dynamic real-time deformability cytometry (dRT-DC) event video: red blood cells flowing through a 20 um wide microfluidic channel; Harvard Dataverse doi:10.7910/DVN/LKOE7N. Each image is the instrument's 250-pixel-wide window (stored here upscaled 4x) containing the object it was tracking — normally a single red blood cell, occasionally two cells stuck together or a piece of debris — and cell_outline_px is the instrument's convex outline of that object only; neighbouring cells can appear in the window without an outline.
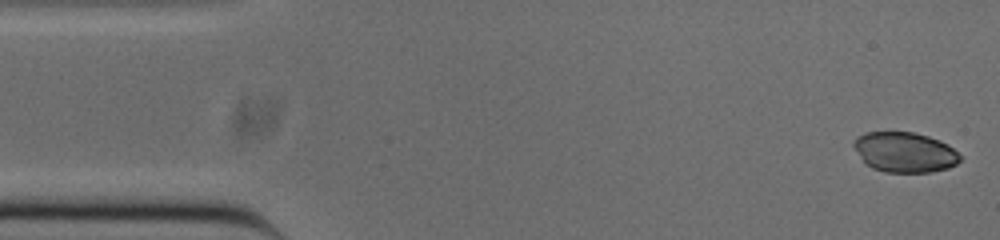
{"species": "common noctule bat (a hibernating species)", "species_latin": "Nyctalus noctula", "temperature_condition": "cold", "stored_images_in_passage": 52, "camera_frame_rate_fps": 3000, "um_per_image_px": 0.085, "animal": {"sex": "male", "body_mass_g": 20.0, "forearm_length_mm": 53.3}, "frame": {"image": 1, "passage_image": 1, "time_ms": 0.0, "image_size_px": [1000, 240], "cell_outline_px": [[960, 160], [956, 164], [948, 168], [932, 172], [884, 172], [872, 168], [864, 160], [852, 144], [856, 136], [864, 132], [912, 132], [928, 136], [940, 140], [948, 144], [960, 156]], "centroid_in_image_um": [76.9, 12.93], "position_along_channel_um": 8.1, "area_um2": 24.74}}
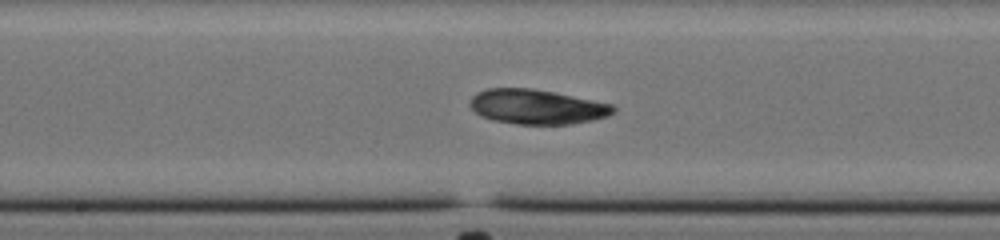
{"frame": {"image": 2, "passage_image": 25, "time_ms": 8.0, "image_size_px": [1000, 240], "cell_outline_px": [[616, 112], [608, 116], [592, 120], [572, 124], [516, 124], [492, 120], [480, 116], [468, 104], [472, 96], [476, 92], [488, 88], [532, 88], [612, 104], [616, 108]], "centroid_in_image_um": [45.61, 9.08], "position_along_channel_um": 202.6, "area_um2": 29.02}}
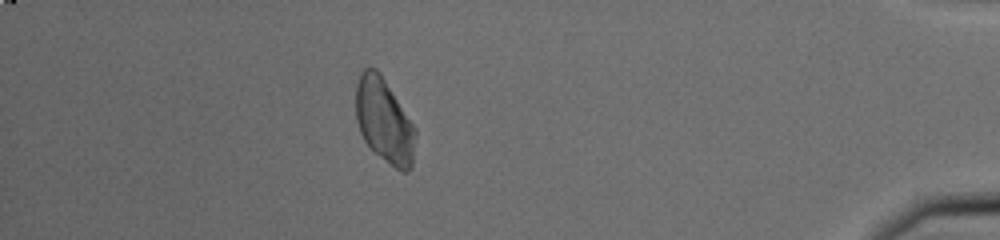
{"frame": {"image": 3, "passage_image": 45, "time_ms": 14.667, "image_size_px": [1000, 240], "cell_outline_px": [[416, 132], [412, 164], [408, 172], [400, 172], [380, 156], [364, 140], [360, 132], [356, 120], [356, 84], [364, 68], [376, 68], [380, 72], [416, 128]], "centroid_in_image_um": [32.66, 10.26], "position_along_channel_um": 402.5, "area_um2": 29.13}, "authors_computed_cell_mechanics": {"area_um2": 29.0445, "velocity_mm_per_s": 3.8447, "shape_relaxation_time_tau1_ms": null, "shape_relaxation_time_tau2_ms": 6.1026, "deformation_change_tau1": null, "deformation_change_tau2": 0.0864}}